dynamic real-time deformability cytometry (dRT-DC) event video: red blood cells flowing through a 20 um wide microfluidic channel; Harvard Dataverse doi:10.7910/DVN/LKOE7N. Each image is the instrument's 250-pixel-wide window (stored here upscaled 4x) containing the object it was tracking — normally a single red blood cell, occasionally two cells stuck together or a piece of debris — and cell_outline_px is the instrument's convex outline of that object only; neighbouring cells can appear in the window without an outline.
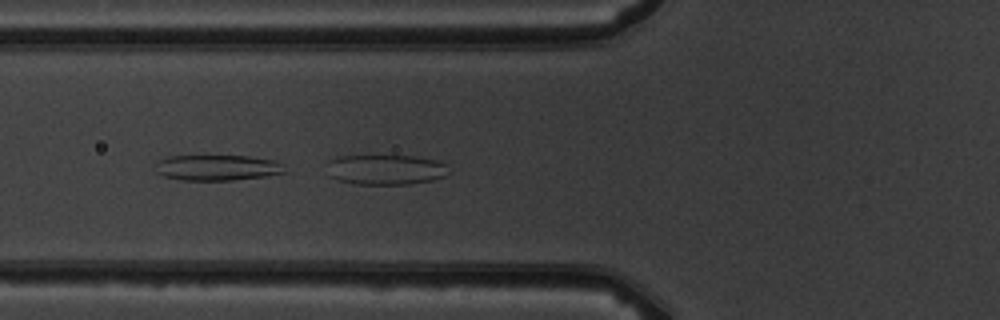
{"species": "common noctule bat (a hibernating species)", "species_latin": "Nyctalus noctula", "temperature_condition": "warm", "stored_images_in_passage": 6, "camera_frame_rate_fps": 3000, "um_per_image_px": 0.085, "animal": {"sex": "male", "body_mass_g": 19.5, "forearm_length_mm": 54.6}, "frame": {"image": 1, "passage_image": 6, "time_ms": 5.667, "image_size_px": [1000, 320], "cell_outline_px": [[448, 164], [444, 176], [432, 180], [408, 184], [352, 184], [336, 180], [332, 176], [328, 160], [340, 156], [416, 156], [436, 160]], "centroid_in_image_um": [32.8, 14.42], "position_along_channel_um": 93.0, "area_um2": 21.15}}